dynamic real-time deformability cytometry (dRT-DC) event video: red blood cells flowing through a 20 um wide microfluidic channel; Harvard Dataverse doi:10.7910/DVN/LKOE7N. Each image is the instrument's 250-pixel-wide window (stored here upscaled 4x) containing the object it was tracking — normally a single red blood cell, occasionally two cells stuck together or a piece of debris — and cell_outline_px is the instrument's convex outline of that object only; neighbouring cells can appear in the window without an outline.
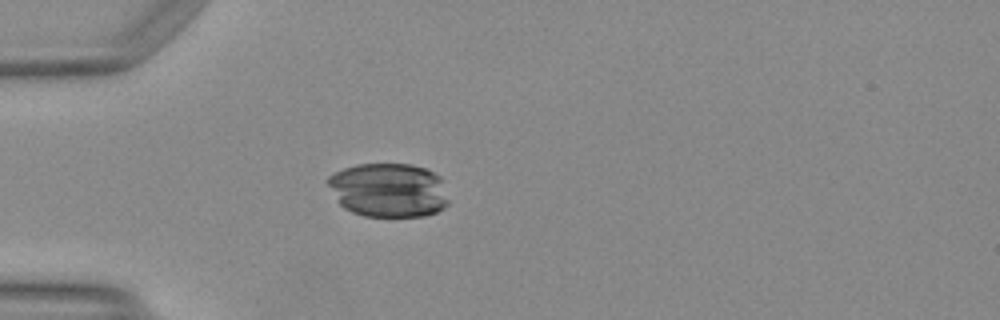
{"species": "Egyptian fruit bat (a non-hibernating species)", "species_latin": "Rousettus aegyptiacus", "temperature_condition": "warm", "stored_images_in_passage": 38, "camera_frame_rate_fps": 3000, "um_per_image_px": 0.085, "animal": {"sex": "female"}, "frame": {"image": 1, "passage_image": 10, "time_ms": 3.0, "image_size_px": [1000, 320], "cell_outline_px": [[448, 204], [444, 208], [436, 212], [424, 216], [364, 216], [352, 212], [344, 208], [340, 204], [328, 184], [328, 176], [344, 168], [356, 164], [412, 164], [424, 168], [440, 176], [448, 200]], "centroid_in_image_um": [33.04, 16.16], "position_along_channel_um": 52.0, "area_um2": 37.97}}
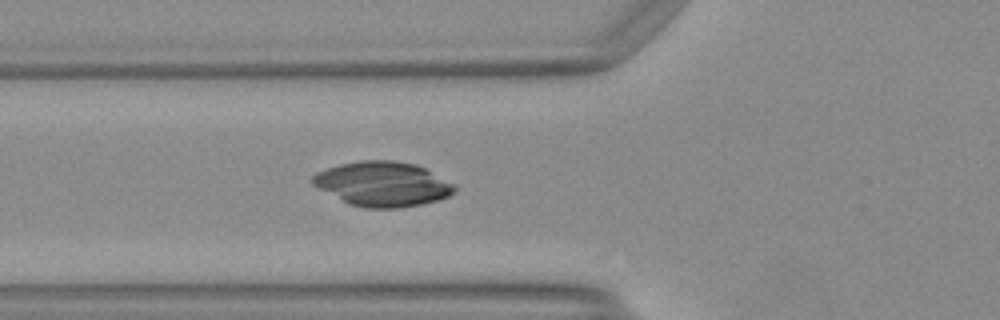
{"frame": {"image": 2, "passage_image": 14, "time_ms": 4.333, "image_size_px": [1000, 320], "cell_outline_px": [[456, 192], [448, 196], [436, 200], [420, 204], [396, 208], [364, 208], [348, 204], [312, 184], [308, 180], [316, 172], [340, 164], [360, 160], [392, 160], [416, 164], [456, 184]], "centroid_in_image_um": [32.52, 15.63], "position_along_channel_um": 93.3, "area_um2": 36.99}}
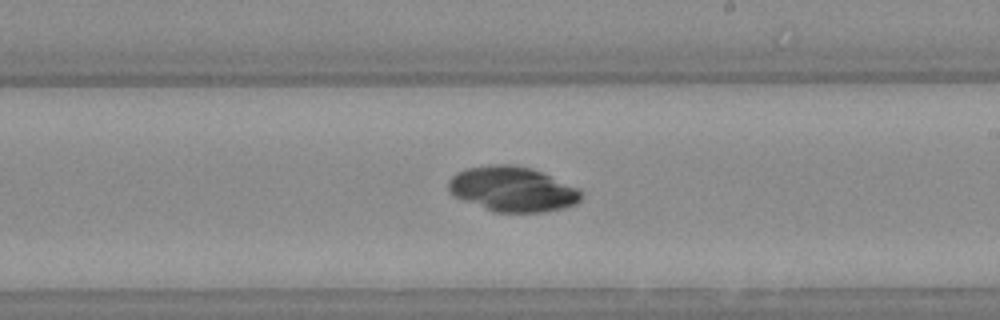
{"frame": {"image": 3, "passage_image": 25, "time_ms": 8.0, "image_size_px": [1000, 320], "cell_outline_px": [[584, 196], [576, 204], [564, 208], [544, 212], [492, 212], [452, 196], [448, 192], [448, 180], [456, 172], [468, 168], [492, 164], [512, 164], [532, 168], [544, 172], [580, 188], [584, 192]], "centroid_in_image_um": [43.59, 16.08], "position_along_channel_um": 245.4, "area_um2": 35.55}}